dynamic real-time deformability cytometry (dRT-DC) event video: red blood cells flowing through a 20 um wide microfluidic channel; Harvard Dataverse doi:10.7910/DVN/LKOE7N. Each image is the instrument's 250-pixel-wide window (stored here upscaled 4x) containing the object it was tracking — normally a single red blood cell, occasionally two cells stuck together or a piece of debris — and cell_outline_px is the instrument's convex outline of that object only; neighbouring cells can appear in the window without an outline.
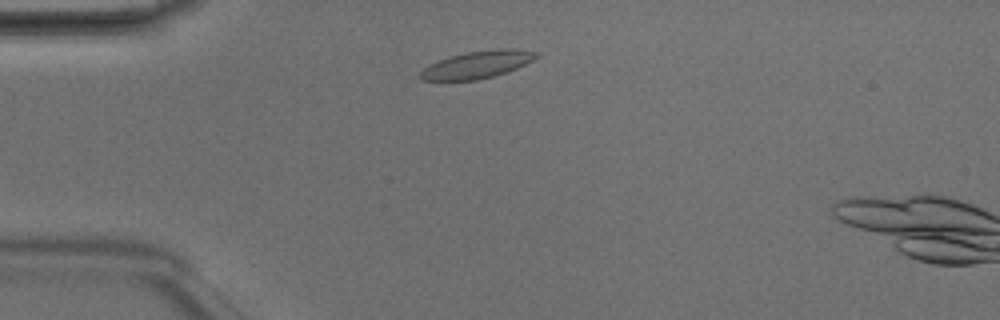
{"species": "Egyptian fruit bat (a non-hibernating species)", "species_latin": "Rousettus aegyptiacus", "temperature_condition": "room temperature", "stored_images_in_passage": 3, "camera_frame_rate_fps": 3000, "um_per_image_px": 0.085, "animal": {"sex": "male"}, "frame": {"image": 1, "passage_image": 2, "time_ms": 0.333, "image_size_px": [1000, 320], "cell_outline_px": [[540, 56], [516, 68], [492, 76], [476, 80], [420, 80], [420, 72], [428, 64], [452, 56], [468, 52], [496, 48], [516, 48], [536, 52]], "centroid_in_image_um": [40.57, 5.48], "position_along_channel_um": 44.4, "area_um2": 18.21}}